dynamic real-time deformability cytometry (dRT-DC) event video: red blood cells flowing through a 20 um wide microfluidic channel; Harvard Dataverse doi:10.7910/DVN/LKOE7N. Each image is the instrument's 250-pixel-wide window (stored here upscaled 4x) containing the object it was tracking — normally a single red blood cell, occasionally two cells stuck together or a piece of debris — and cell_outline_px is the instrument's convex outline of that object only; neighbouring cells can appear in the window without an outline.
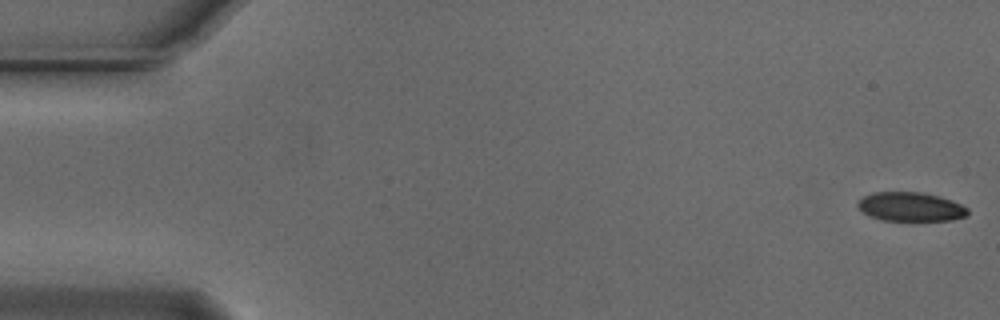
{"species": "Egyptian fruit bat (a non-hibernating species)", "species_latin": "Rousettus aegyptiacus", "temperature_condition": "cold", "stored_images_in_passage": 56, "camera_frame_rate_fps": 3000, "um_per_image_px": 0.085, "animal": {"sex": "male"}, "frame": {"image": 1, "passage_image": 1, "time_ms": 0.0, "image_size_px": [1000, 320], "cell_outline_px": [[968, 216], [952, 220], [880, 220], [868, 216], [856, 204], [864, 196], [872, 192], [920, 192], [940, 196], [952, 200], [968, 208]], "centroid_in_image_um": [77.42, 17.57], "position_along_channel_um": 7.6, "area_um2": 18.61}}
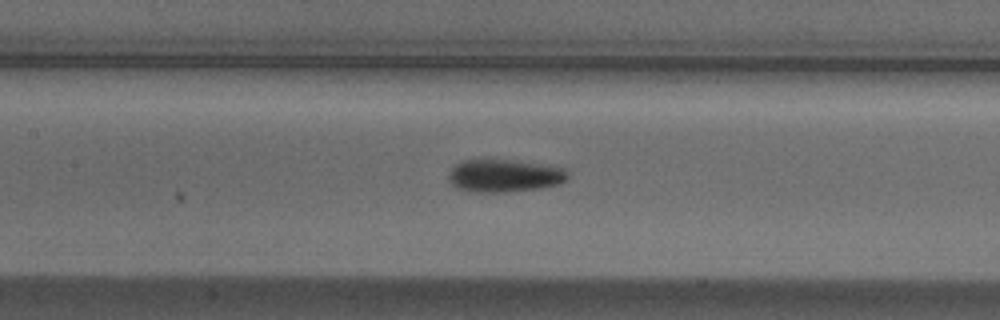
{"frame": {"image": 2, "passage_image": 25, "time_ms": 8.0, "image_size_px": [1000, 320], "cell_outline_px": [[568, 180], [560, 184], [540, 188], [504, 192], [476, 192], [456, 188], [448, 180], [448, 172], [460, 160], [504, 160], [536, 164], [564, 168], [568, 172]], "centroid_in_image_um": [42.84, 14.95], "position_along_channel_um": 164.6, "area_um2": 22.54}}
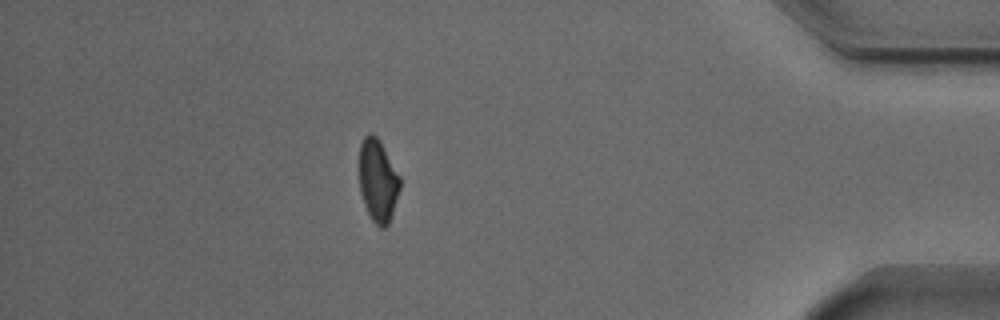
{"frame": {"image": 3, "passage_image": 48, "time_ms": 15.667, "image_size_px": [1000, 320], "cell_outline_px": [[400, 188], [392, 216], [388, 224], [384, 228], [380, 228], [372, 220], [364, 204], [360, 192], [360, 144], [364, 136], [368, 132], [372, 132], [380, 140], [400, 176]], "centroid_in_image_um": [32.13, 15.34], "position_along_channel_um": 403.1, "area_um2": 19.65}, "authors_computed_cell_mechanics": {"area_um2": 20.7502, "velocity_mm_per_s": 3.7319, "shape_relaxation_time_tau1_ms": 3.7276, "shape_relaxation_time_tau2_ms": null, "deformation_change_tau1": 0.1118, "deformation_change_tau2": null}}